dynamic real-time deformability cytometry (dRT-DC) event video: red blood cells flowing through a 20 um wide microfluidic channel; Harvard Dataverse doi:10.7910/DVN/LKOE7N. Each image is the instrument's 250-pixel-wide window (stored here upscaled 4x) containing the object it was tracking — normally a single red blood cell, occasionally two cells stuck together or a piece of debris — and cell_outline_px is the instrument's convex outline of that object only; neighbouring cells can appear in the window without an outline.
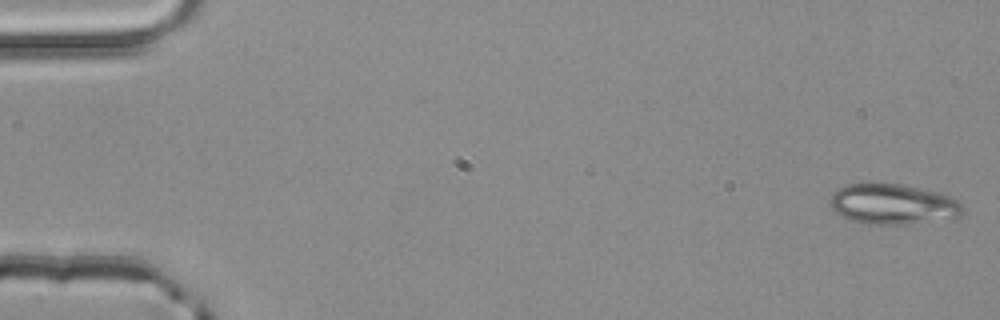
{"species": "common noctule bat (a hibernating species)", "species_latin": "Nyctalus noctula", "temperature_condition": "room temperature", "stored_images_in_passage": 3, "camera_frame_rate_fps": 3000, "um_per_image_px": 0.085, "animal": {"sex": "male", "body_mass_g": 20.4}, "frame": {"image": 1, "passage_image": 1, "time_ms": 0.0, "image_size_px": [1000, 320], "cell_outline_px": [[964, 212], [960, 216], [908, 224], [868, 224], [852, 220], [836, 212], [828, 204], [828, 200], [832, 192], [848, 184], [872, 180], [880, 180], [940, 192], [956, 200], [964, 208]], "centroid_in_image_um": [75.83, 17.3], "position_along_channel_um": 9.2, "area_um2": 31.79}}